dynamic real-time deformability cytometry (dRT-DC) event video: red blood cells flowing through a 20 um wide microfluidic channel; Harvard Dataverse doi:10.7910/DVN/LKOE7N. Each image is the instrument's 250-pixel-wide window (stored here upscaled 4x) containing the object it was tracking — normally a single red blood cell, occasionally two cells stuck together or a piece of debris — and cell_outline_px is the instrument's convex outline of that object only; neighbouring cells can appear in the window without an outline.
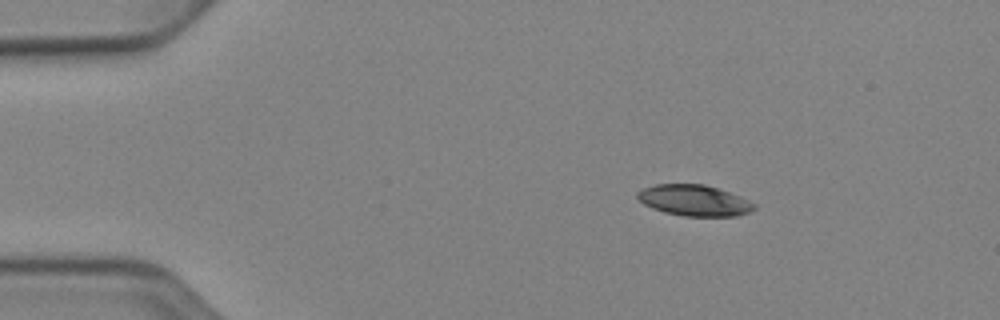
{"species": "Egyptian fruit bat (a non-hibernating species)", "species_latin": "Rousettus aegyptiacus", "temperature_condition": "cold", "stored_images_in_passage": 11, "camera_frame_rate_fps": 3000, "um_per_image_px": 0.085, "animal": {"sex": "female"}, "frame": {"image": 1, "passage_image": 9, "time_ms": 2.667, "image_size_px": [1000, 320], "cell_outline_px": [[756, 208], [748, 212], [736, 216], [684, 216], [664, 212], [652, 208], [644, 204], [636, 196], [636, 192], [644, 188], [656, 184], [704, 184], [740, 196], [756, 204]], "centroid_in_image_um": [59.0, 17.04], "position_along_channel_um": 26.0, "area_um2": 20.98}}